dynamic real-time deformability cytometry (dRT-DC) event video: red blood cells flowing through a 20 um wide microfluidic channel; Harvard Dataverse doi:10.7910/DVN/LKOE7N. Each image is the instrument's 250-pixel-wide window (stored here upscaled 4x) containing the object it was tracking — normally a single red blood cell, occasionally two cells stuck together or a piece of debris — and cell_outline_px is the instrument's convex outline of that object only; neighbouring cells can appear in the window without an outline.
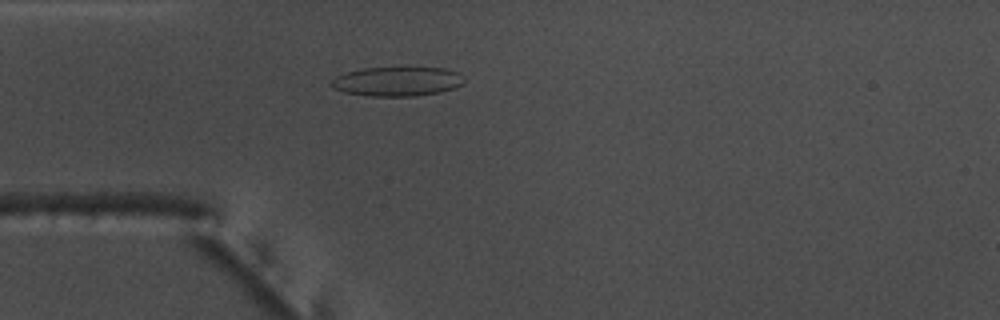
{"species": "common noctule bat (a hibernating species)", "species_latin": "Nyctalus noctula", "temperature_condition": "warm", "stored_images_in_passage": 48, "camera_frame_rate_fps": 3000, "um_per_image_px": 0.085, "animal": {"sex": "male", "body_mass_g": 17.5, "forearm_length_mm": 52.3}, "frame": {"image": 1, "passage_image": 9, "time_ms": 2.667, "image_size_px": [1000, 320], "cell_outline_px": [[464, 84], [456, 88], [440, 92], [412, 96], [372, 96], [344, 92], [332, 88], [332, 80], [336, 76], [348, 72], [364, 68], [444, 68], [460, 72], [464, 80]], "centroid_in_image_um": [33.81, 6.92], "position_along_channel_um": 51.2, "area_um2": 22.6}}
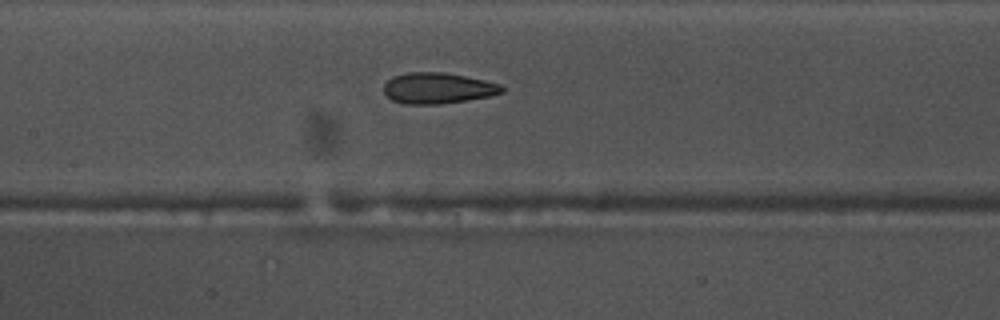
{"frame": {"image": 2, "passage_image": 19, "time_ms": 6.0, "image_size_px": [1000, 320], "cell_outline_px": [[504, 92], [488, 96], [440, 104], [404, 104], [392, 100], [384, 92], [384, 84], [392, 76], [408, 72], [448, 72], [484, 80], [500, 84], [504, 88]], "centroid_in_image_um": [37.19, 7.48], "position_along_channel_um": 170.2, "area_um2": 21.27}}
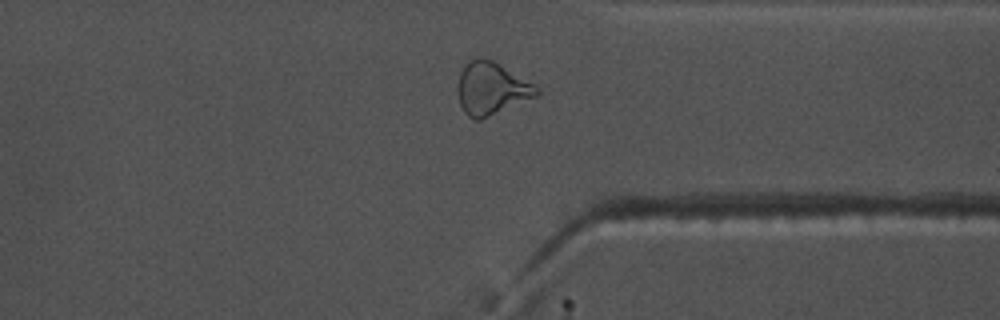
{"frame": {"image": 3, "passage_image": 35, "time_ms": 11.333, "image_size_px": [1000, 320], "cell_outline_px": [[540, 92], [536, 96], [480, 120], [476, 120], [468, 116], [464, 112], [460, 104], [456, 88], [460, 72], [468, 60], [480, 56], [484, 56], [492, 60], [540, 88]], "centroid_in_image_um": [41.72, 7.51], "position_along_channel_um": 369.7, "area_um2": 24.1}, "authors_computed_cell_mechanics": {"area_um2": 22.253, "velocity_mm_per_s": 3.789, "shape_relaxation_time_tau1_ms": null, "shape_relaxation_time_tau2_ms": 2.2207, "deformation_change_tau1": null, "deformation_change_tau2": 0.0857}}